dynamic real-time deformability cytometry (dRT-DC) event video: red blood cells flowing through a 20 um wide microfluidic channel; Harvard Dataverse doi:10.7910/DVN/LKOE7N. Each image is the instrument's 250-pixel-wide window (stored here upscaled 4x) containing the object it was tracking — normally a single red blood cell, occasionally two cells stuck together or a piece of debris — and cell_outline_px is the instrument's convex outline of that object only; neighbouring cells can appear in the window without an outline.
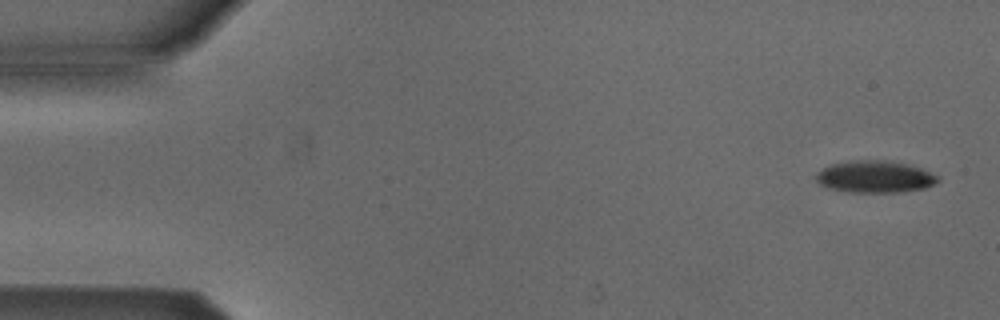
{"species": "Egyptian fruit bat (a non-hibernating species)", "species_latin": "Rousettus aegyptiacus", "temperature_condition": "cold", "stored_images_in_passage": 4, "camera_frame_rate_fps": 3000, "um_per_image_px": 0.085, "animal": {"sex": "male"}, "frame": {"image": 1, "passage_image": 1, "time_ms": 0.0, "image_size_px": [1000, 320], "cell_outline_px": [[940, 180], [924, 188], [904, 192], [848, 192], [824, 188], [816, 180], [816, 172], [832, 164], [852, 160], [884, 160], [908, 164], [920, 168], [940, 176]], "centroid_in_image_um": [74.35, 15.03], "position_along_channel_um": 10.7, "area_um2": 22.83}}
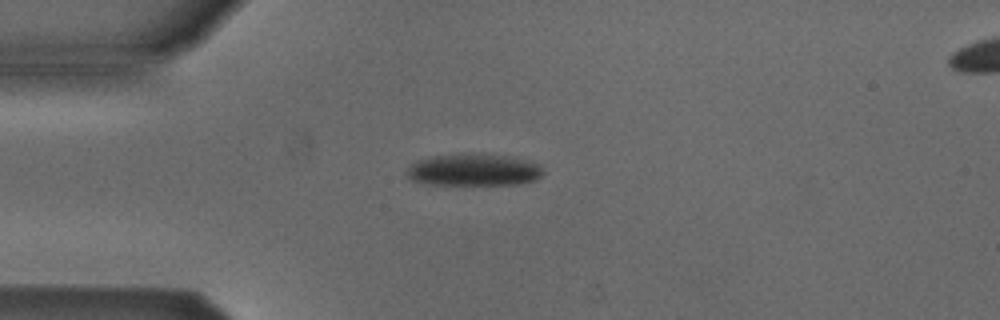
{"frame": {"image": 2, "passage_image": 4, "time_ms": 3.667, "image_size_px": [1000, 320], "cell_outline_px": [[544, 172], [536, 180], [520, 184], [428, 184], [412, 180], [408, 176], [408, 168], [416, 160], [432, 156], [460, 152], [512, 156], [528, 160], [540, 164], [544, 168]], "centroid_in_image_um": [40.31, 14.41], "position_along_channel_um": 44.7, "area_um2": 25.84}}